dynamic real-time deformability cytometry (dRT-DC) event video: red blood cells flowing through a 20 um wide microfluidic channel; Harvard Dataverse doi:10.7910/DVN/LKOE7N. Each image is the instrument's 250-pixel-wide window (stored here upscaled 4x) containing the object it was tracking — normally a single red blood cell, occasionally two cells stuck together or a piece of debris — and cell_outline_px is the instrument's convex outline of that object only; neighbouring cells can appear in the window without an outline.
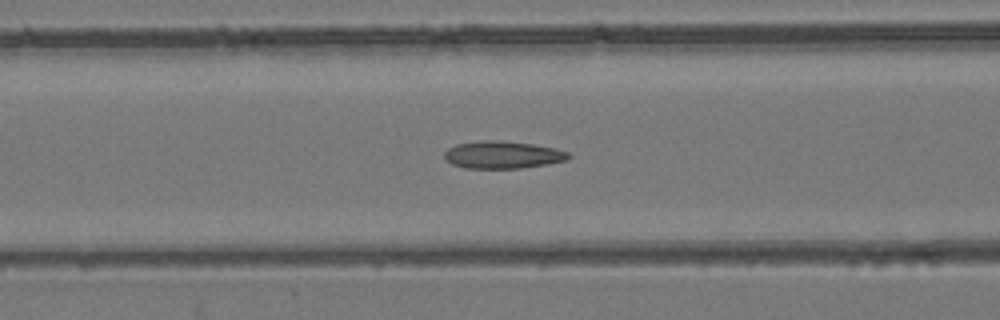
{"species": "common noctule bat (a hibernating species)", "species_latin": "Nyctalus noctula", "temperature_condition": "room temperature", "stored_images_in_passage": 55, "camera_frame_rate_fps": 3000, "um_per_image_px": 0.085, "animal": {"sex": "female", "body_mass_g": 24.6, "forearm_length_mm": 56.2}, "frame": {"image": 1, "passage_image": 23, "time_ms": 7.333, "image_size_px": [1000, 320], "cell_outline_px": [[572, 156], [568, 160], [548, 164], [520, 168], [464, 168], [452, 164], [444, 160], [444, 152], [448, 148], [456, 144], [480, 140], [500, 140], [532, 144], [556, 148], [568, 152]], "centroid_in_image_um": [42.72, 13.16], "position_along_channel_um": 123.9, "area_um2": 20.06}}
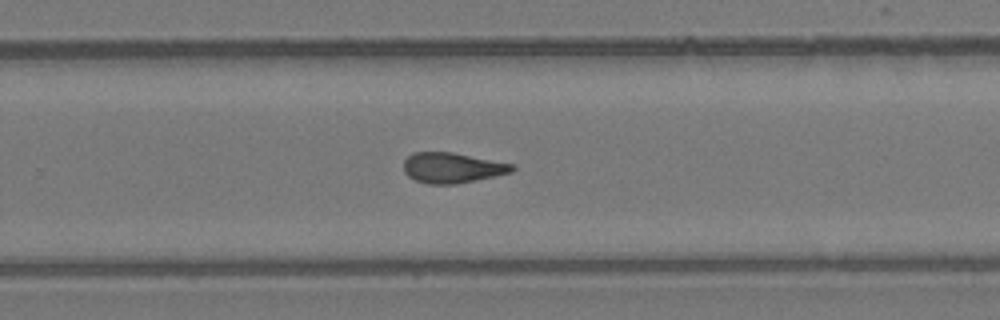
{"frame": {"image": 2, "passage_image": 36, "time_ms": 11.667, "image_size_px": [1000, 320], "cell_outline_px": [[516, 168], [512, 172], [496, 176], [456, 184], [428, 184], [416, 180], [408, 176], [404, 172], [404, 160], [412, 152], [452, 152], [516, 164]], "centroid_in_image_um": [38.47, 14.26], "position_along_channel_um": 291.3, "area_um2": 19.36}}
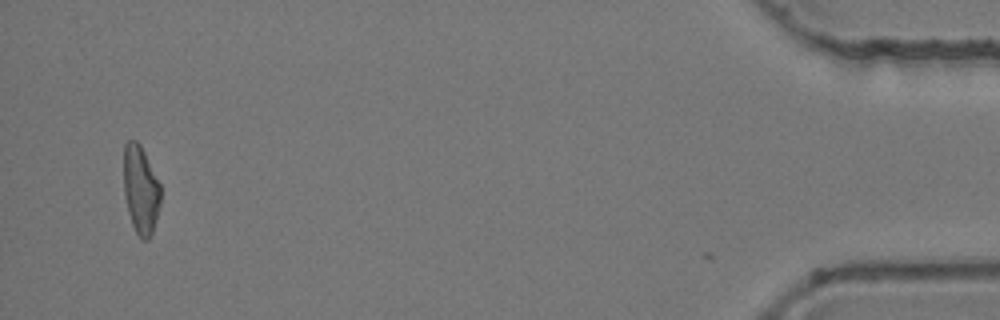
{"frame": {"image": 3, "passage_image": 53, "time_ms": 17.333, "image_size_px": [1000, 320], "cell_outline_px": [[160, 204], [156, 220], [152, 232], [148, 240], [144, 240], [136, 232], [132, 224], [128, 212], [124, 196], [124, 144], [128, 140], [136, 140], [140, 144], [160, 184]], "centroid_in_image_um": [11.95, 16.12], "position_along_channel_um": 423.3, "area_um2": 18.84}, "authors_computed_cell_mechanics": {"area_um2": 19.652, "velocity_mm_per_s": 3.8757, "shape_relaxation_time_tau1_ms": null, "shape_relaxation_time_tau2_ms": 2.3626, "deformation_change_tau1": null, "deformation_change_tau2": 0.109}}